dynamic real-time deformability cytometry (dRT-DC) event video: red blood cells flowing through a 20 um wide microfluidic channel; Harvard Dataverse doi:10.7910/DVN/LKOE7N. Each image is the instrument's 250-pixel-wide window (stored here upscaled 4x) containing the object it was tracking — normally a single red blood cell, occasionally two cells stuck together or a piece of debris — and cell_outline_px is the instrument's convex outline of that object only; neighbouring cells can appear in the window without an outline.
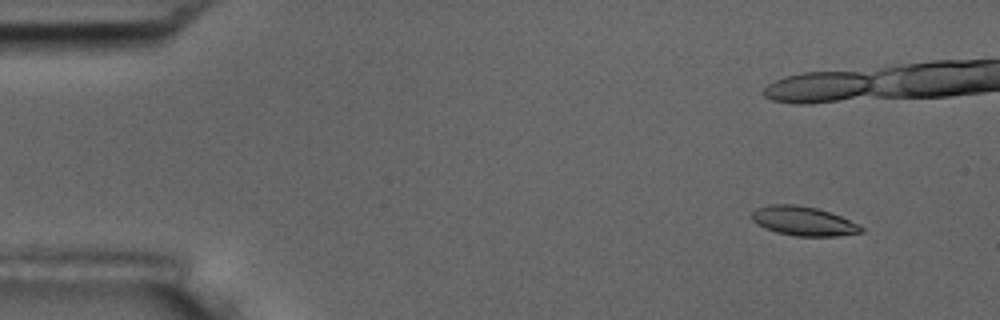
{"species": "common noctule bat (a hibernating species)", "species_latin": "Nyctalus noctula", "temperature_condition": "room temperature", "stored_images_in_passage": 5, "camera_frame_rate_fps": 3000, "um_per_image_px": 0.085, "animal": {"sex": "male", "body_mass_g": 17.5, "forearm_length_mm": 52.3}, "frame": {"image": 1, "passage_image": 1, "time_ms": 0.0, "image_size_px": [1000, 320], "cell_outline_px": [[864, 232], [836, 236], [796, 236], [776, 232], [752, 220], [752, 212], [756, 208], [768, 204], [796, 204], [816, 208], [840, 216], [864, 228]], "centroid_in_image_um": [68.28, 18.78], "position_along_channel_um": 16.7, "area_um2": 18.32}}